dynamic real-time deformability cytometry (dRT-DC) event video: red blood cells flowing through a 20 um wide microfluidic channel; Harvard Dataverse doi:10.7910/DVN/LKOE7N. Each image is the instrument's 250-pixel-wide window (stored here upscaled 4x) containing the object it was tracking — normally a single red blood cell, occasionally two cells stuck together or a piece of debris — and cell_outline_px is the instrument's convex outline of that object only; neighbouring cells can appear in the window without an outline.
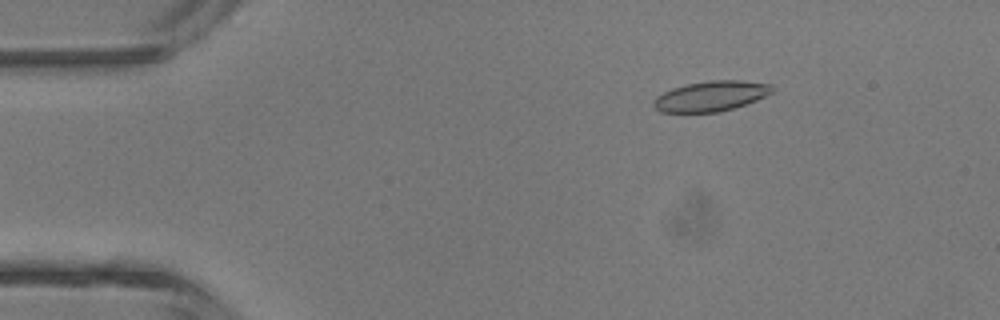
{"species": "common noctule bat (a hibernating species)", "species_latin": "Nyctalus noctula", "temperature_condition": "room temperature", "stored_images_in_passage": 3, "camera_frame_rate_fps": 3000, "um_per_image_px": 0.085, "animal": {"sex": "male", "body_mass_g": 13.3}, "frame": {"image": 1, "passage_image": 2, "time_ms": 1.0, "image_size_px": [1000, 320], "cell_outline_px": [[776, 88], [772, 92], [756, 100], [720, 112], [660, 112], [652, 104], [652, 100], [656, 96], [672, 88], [688, 84], [708, 80], [740, 80], [772, 84]], "centroid_in_image_um": [60.42, 8.16], "position_along_channel_um": 24.6, "area_um2": 20.87}}